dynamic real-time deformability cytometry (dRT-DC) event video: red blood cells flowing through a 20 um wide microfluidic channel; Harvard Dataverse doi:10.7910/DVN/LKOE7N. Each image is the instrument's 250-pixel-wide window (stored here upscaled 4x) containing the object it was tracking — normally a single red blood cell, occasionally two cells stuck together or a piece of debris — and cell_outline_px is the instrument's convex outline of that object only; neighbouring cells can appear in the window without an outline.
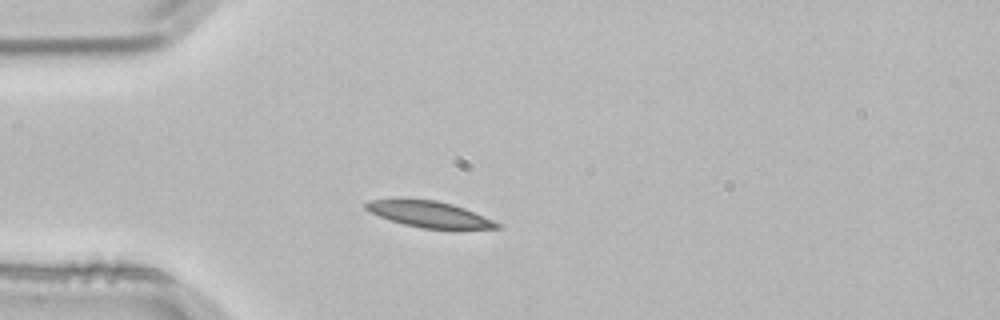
{"species": "common noctule bat (a hibernating species)", "species_latin": "Nyctalus noctula", "temperature_condition": "room temperature", "stored_images_in_passage": 1, "camera_frame_rate_fps": 3000, "um_per_image_px": 0.085, "animal": {"sex": "male", "body_mass_g": 21.5, "forearm_length_mm": 52.0}, "frame": {"image": 1, "passage_image": 1, "time_ms": 0.0, "image_size_px": [1000, 320], "cell_outline_px": [[500, 228], [420, 228], [404, 224], [368, 212], [364, 208], [364, 204], [368, 200], [436, 200], [452, 204], [464, 208], [492, 220], [500, 224]], "centroid_in_image_um": [36.45, 18.21], "position_along_channel_um": 48.6, "area_um2": 19.25}}